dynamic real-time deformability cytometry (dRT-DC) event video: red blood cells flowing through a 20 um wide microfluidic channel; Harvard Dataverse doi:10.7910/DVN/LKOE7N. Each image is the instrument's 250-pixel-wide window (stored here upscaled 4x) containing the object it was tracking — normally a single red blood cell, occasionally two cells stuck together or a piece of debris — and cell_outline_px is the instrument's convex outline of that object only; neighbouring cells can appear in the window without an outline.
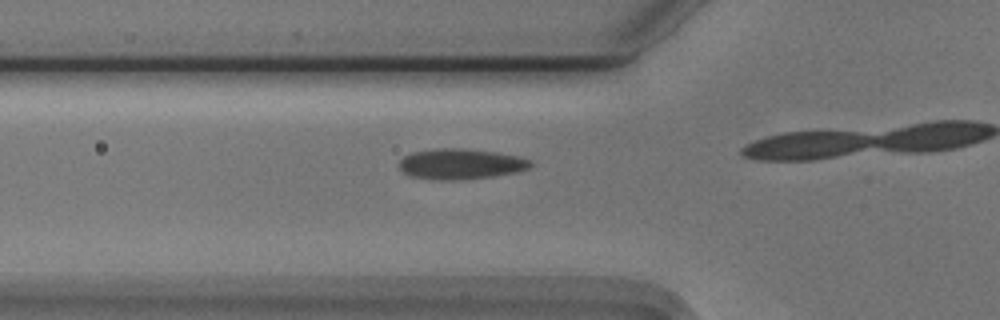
{"species": "Egyptian fruit bat (a non-hibernating species)", "species_latin": "Rousettus aegyptiacus", "temperature_condition": "cold", "stored_images_in_passage": 17, "camera_frame_rate_fps": 3000, "um_per_image_px": 0.085, "animal": {"sex": "male"}, "frame": {"image": 1, "passage_image": 15, "time_ms": 4.667, "image_size_px": [1000, 320], "cell_outline_px": [[532, 164], [528, 168], [516, 172], [492, 176], [464, 180], [436, 180], [408, 176], [400, 168], [400, 160], [404, 156], [412, 152], [436, 148], [464, 148], [496, 152], [516, 156], [528, 160]], "centroid_in_image_um": [39.11, 13.94], "position_along_channel_um": 86.7, "area_um2": 23.35}}